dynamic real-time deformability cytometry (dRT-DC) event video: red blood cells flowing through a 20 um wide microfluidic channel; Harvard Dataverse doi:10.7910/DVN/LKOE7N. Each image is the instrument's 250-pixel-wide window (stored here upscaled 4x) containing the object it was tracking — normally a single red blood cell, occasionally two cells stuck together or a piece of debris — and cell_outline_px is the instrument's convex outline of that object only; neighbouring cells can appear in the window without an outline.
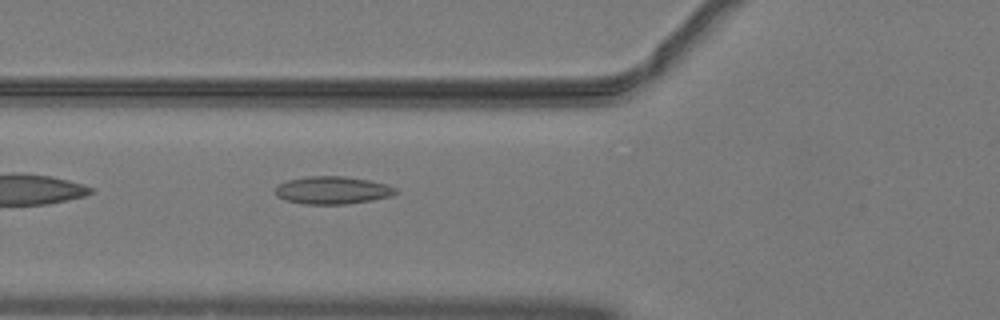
{"species": "common noctule bat (a hibernating species)", "species_latin": "Nyctalus noctula", "temperature_condition": "warm", "stored_images_in_passage": 36, "camera_frame_rate_fps": 3000, "um_per_image_px": 0.085, "animal": {"sex": "male", "body_mass_g": 19.2, "forearm_length_mm": 51.8}, "frame": {"image": 1, "passage_image": 4, "time_ms": 1.0, "image_size_px": [1000, 320], "cell_outline_px": [[400, 192], [392, 196], [372, 200], [348, 204], [304, 204], [284, 200], [276, 196], [276, 184], [288, 180], [308, 176], [344, 176], [368, 180], [384, 184], [396, 188]], "centroid_in_image_um": [28.25, 16.17], "position_along_channel_um": 97.5, "area_um2": 19.54}}
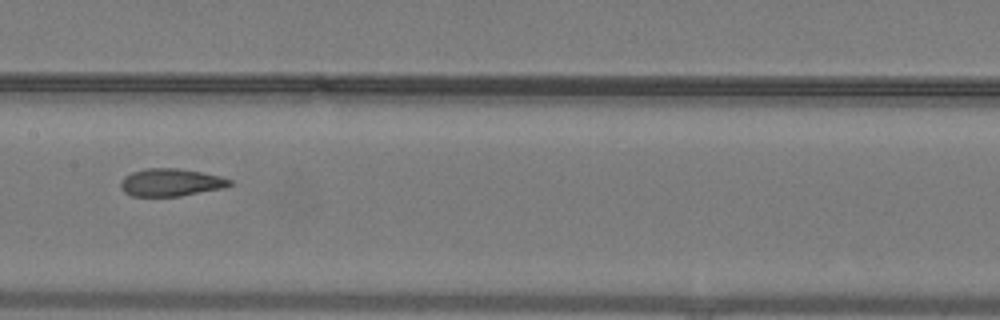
{"frame": {"image": 2, "passage_image": 11, "time_ms": 3.333, "image_size_px": [1000, 320], "cell_outline_px": [[232, 184], [224, 188], [180, 196], [132, 196], [124, 192], [120, 188], [120, 180], [124, 176], [132, 172], [144, 168], [176, 168], [200, 172], [220, 176], [232, 180]], "centroid_in_image_um": [14.49, 15.5], "position_along_channel_um": 192.9, "area_um2": 17.63}}
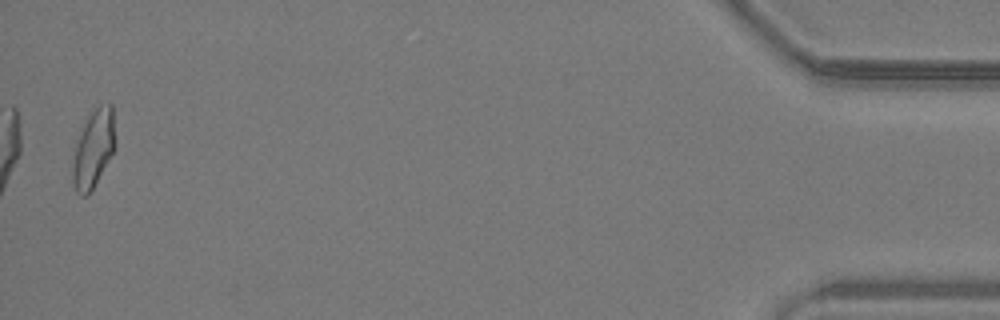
{"frame": {"image": 3, "passage_image": 35, "time_ms": 11.333, "image_size_px": [1000, 320], "cell_outline_px": [[116, 148], [88, 196], [80, 196], [76, 192], [72, 184], [72, 164], [76, 144], [84, 120], [100, 104], [112, 104], [116, 144]], "centroid_in_image_um": [7.94, 12.66], "position_along_channel_um": 427.3, "area_um2": 19.54}, "authors_computed_cell_mechanics": {"area_um2": 18.1203, "velocity_mm_per_s": 4.0596, "shape_relaxation_time_tau1_ms": null, "shape_relaxation_time_tau2_ms": 1.8008, "deformation_change_tau1": null, "deformation_change_tau2": 0.0868}}